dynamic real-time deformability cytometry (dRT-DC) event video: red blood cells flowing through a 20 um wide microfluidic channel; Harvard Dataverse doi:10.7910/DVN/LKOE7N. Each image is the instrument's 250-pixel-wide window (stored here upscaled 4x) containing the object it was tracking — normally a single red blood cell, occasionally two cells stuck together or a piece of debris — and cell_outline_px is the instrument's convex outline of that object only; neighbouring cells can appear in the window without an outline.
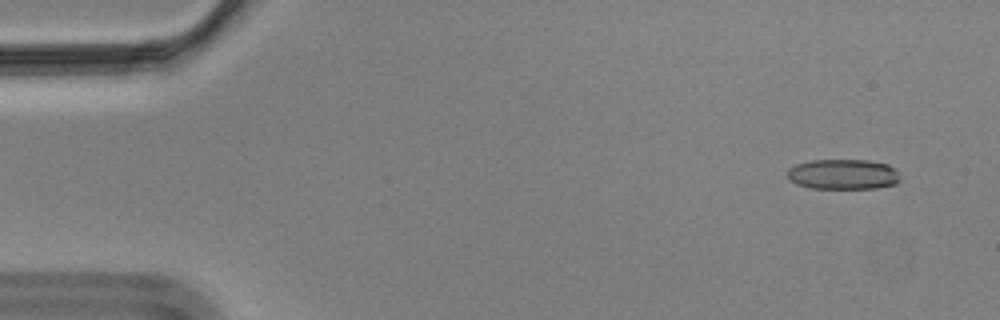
{"species": "Egyptian fruit bat (a non-hibernating species)", "species_latin": "Rousettus aegyptiacus", "temperature_condition": "cold", "stored_images_in_passage": 57, "camera_frame_rate_fps": 3000, "um_per_image_px": 0.085, "animal": {"sex": "male"}, "frame": {"image": 1, "passage_image": 4, "time_ms": 1.0, "image_size_px": [1000, 320], "cell_outline_px": [[900, 180], [896, 184], [876, 188], [812, 188], [796, 184], [788, 180], [788, 168], [796, 164], [812, 160], [868, 160], [888, 164], [896, 168]], "centroid_in_image_um": [71.67, 14.81], "position_along_channel_um": 13.3, "area_um2": 20.0}}
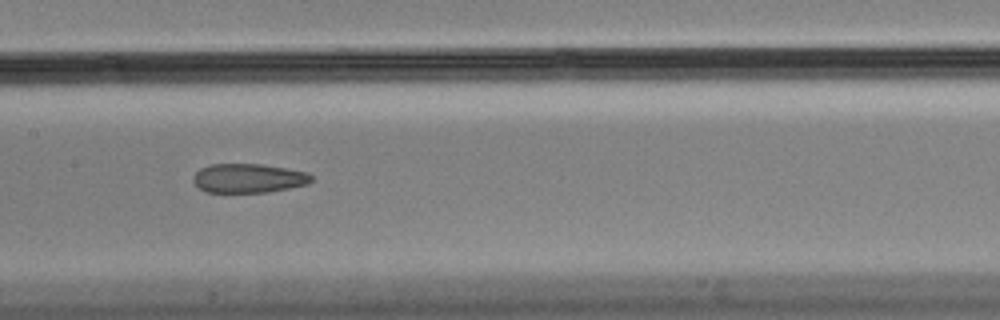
{"frame": {"image": 2, "passage_image": 28, "time_ms": 9.0, "image_size_px": [1000, 320], "cell_outline_px": [[312, 180], [308, 184], [268, 192], [204, 192], [192, 180], [192, 176], [200, 168], [208, 164], [260, 164], [308, 172], [312, 176]], "centroid_in_image_um": [21.09, 15.14], "position_along_channel_um": 186.3, "area_um2": 20.06}}
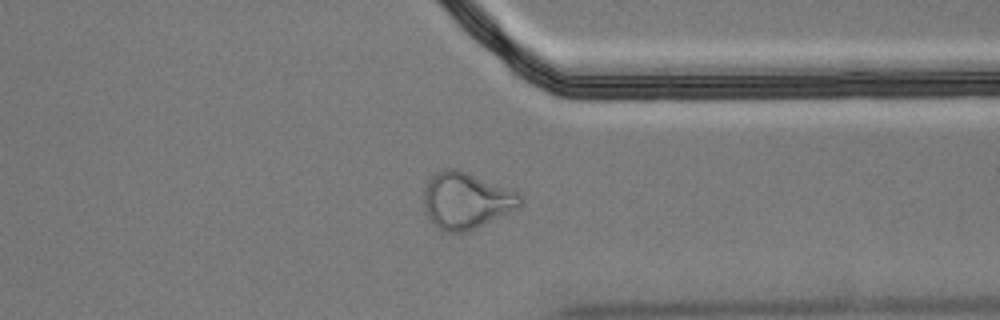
{"frame": {"image": 3, "passage_image": 44, "time_ms": 14.333, "image_size_px": [1000, 320], "cell_outline_px": [[524, 200], [520, 208], [468, 232], [444, 232], [432, 224], [428, 220], [424, 208], [424, 188], [428, 180], [436, 172], [444, 168], [456, 168], [508, 188], [516, 192]], "centroid_in_image_um": [39.61, 17.07], "position_along_channel_um": 371.8, "area_um2": 32.08}, "authors_computed_cell_mechanics": {"area_um2": 21.386, "velocity_mm_per_s": 3.5178, "shape_relaxation_time_tau1_ms": null, "shape_relaxation_time_tau2_ms": 2.5178, "deformation_change_tau1": null, "deformation_change_tau2": 0.0941}}